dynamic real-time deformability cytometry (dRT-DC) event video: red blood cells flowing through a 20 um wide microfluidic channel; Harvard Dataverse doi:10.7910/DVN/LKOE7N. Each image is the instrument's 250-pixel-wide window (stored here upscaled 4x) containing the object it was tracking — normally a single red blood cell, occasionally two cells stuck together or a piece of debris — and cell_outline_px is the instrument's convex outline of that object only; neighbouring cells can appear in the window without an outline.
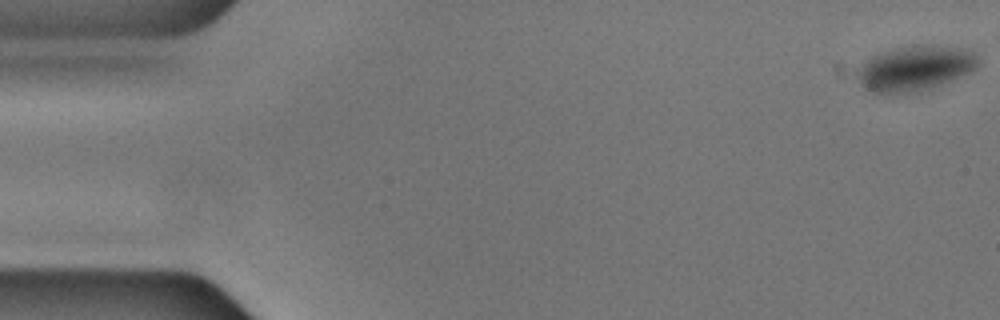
{"species": "common noctule bat (a hibernating species)", "species_latin": "Nyctalus noctula", "temperature_condition": "cold", "stored_images_in_passage": 10, "camera_frame_rate_fps": 3000, "um_per_image_px": 0.085, "animal": {"sex": "male", "body_mass_g": 17.9, "forearm_length_mm": 54.2}, "frame": {"image": 1, "passage_image": 1, "time_ms": 0.0, "image_size_px": [1000, 320], "cell_outline_px": [[980, 64], [976, 68], [952, 80], [932, 88], [920, 92], [872, 92], [864, 88], [860, 84], [856, 76], [856, 68], [872, 56], [880, 52], [916, 44], [924, 44], [968, 48], [980, 60]], "centroid_in_image_um": [77.78, 5.78], "position_along_channel_um": 7.2, "area_um2": 31.96}}